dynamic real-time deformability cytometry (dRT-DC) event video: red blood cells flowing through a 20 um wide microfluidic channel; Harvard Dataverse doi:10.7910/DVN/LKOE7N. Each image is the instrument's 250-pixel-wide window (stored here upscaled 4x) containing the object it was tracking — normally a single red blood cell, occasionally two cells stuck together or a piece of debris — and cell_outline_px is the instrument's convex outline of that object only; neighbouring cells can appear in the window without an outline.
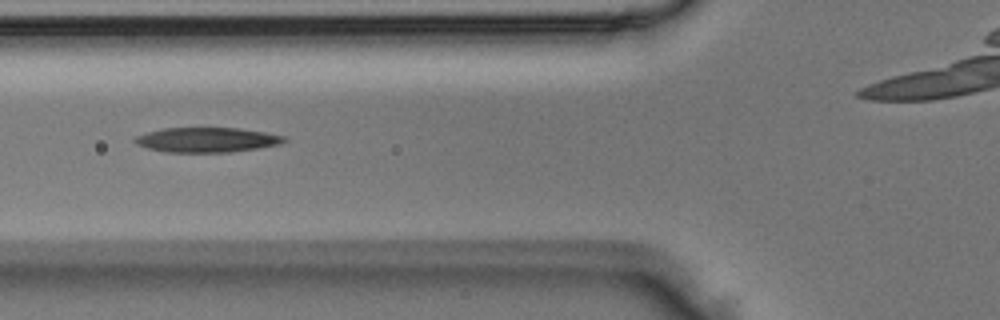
{"species": "Egyptian fruit bat (a non-hibernating species)", "species_latin": "Rousettus aegyptiacus", "temperature_condition": "room temperature", "stored_images_in_passage": 4, "segment_of_instrument_passage": [1, 2], "camera_frame_rate_fps": 3000, "um_per_image_px": 0.085, "animal": {"sex": "male"}, "frame": {"image": 1, "passage_image": 3, "time_ms": 0.667, "image_size_px": [1000, 320], "cell_outline_px": [[288, 140], [280, 144], [232, 152], [168, 152], [148, 148], [136, 144], [132, 140], [136, 136], [148, 132], [164, 128], [240, 128], [264, 132], [284, 136]], "centroid_in_image_um": [17.58, 11.88], "position_along_channel_um": 108.2, "area_um2": 21.44}}